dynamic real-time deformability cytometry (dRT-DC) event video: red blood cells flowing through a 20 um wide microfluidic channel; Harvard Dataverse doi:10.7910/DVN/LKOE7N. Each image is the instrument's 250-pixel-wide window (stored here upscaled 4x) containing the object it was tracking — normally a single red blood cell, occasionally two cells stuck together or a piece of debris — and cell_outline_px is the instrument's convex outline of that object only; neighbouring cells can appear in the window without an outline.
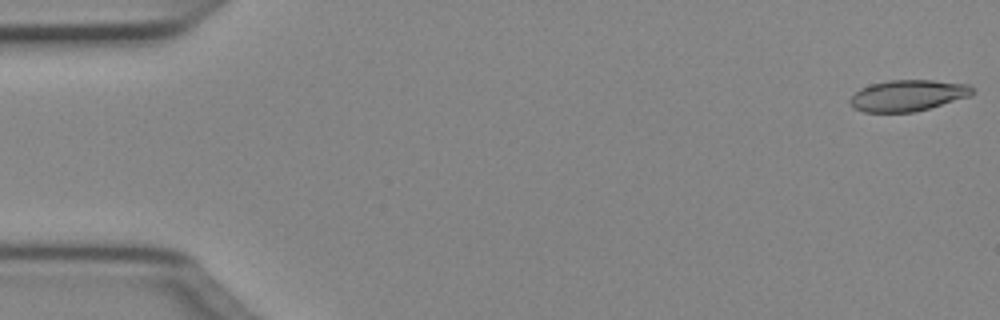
{"species": "Egyptian fruit bat (a non-hibernating species)", "species_latin": "Rousettus aegyptiacus", "temperature_condition": "cold", "stored_images_in_passage": 50, "camera_frame_rate_fps": 3000, "um_per_image_px": 0.085, "animal": {"sex": "female"}, "frame": {"image": 1, "passage_image": 1, "time_ms": 0.0, "image_size_px": [1000, 320], "cell_outline_px": [[972, 92], [968, 96], [928, 108], [912, 112], [864, 112], [852, 108], [848, 104], [848, 100], [860, 88], [872, 84], [888, 80], [932, 80], [968, 84], [972, 88]], "centroid_in_image_um": [77.08, 8.12], "position_along_channel_um": 7.9, "area_um2": 22.02}}
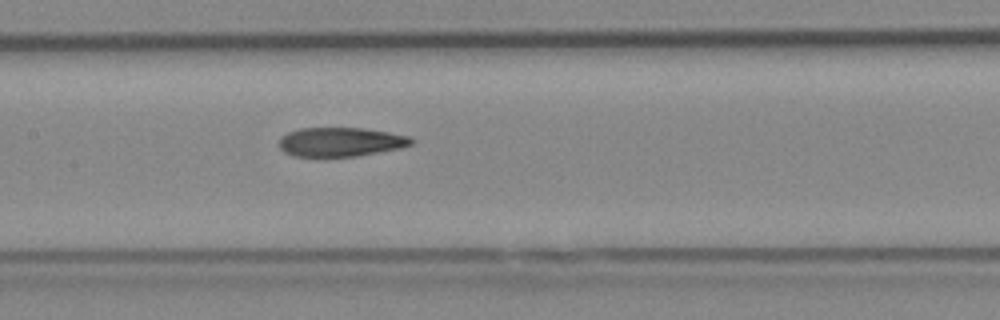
{"frame": {"image": 2, "passage_image": 24, "time_ms": 7.667, "image_size_px": [1000, 320], "cell_outline_px": [[416, 140], [412, 144], [400, 148], [356, 156], [292, 156], [284, 152], [280, 148], [280, 136], [288, 132], [300, 128], [360, 128], [388, 132], [408, 136]], "centroid_in_image_um": [28.94, 12.06], "position_along_channel_um": 178.5, "area_um2": 22.31}}
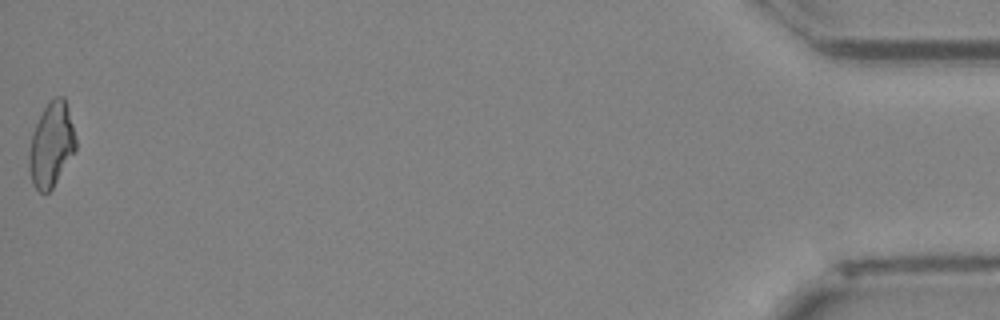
{"frame": {"image": 3, "passage_image": 50, "time_ms": 16.333, "image_size_px": [1000, 320], "cell_outline_px": [[76, 148], [52, 188], [48, 192], [40, 192], [32, 184], [28, 168], [28, 152], [32, 132], [48, 100], [56, 96], [64, 96], [68, 108], [76, 136]], "centroid_in_image_um": [4.34, 12.28], "position_along_channel_um": 430.9, "area_um2": 22.95}, "authors_computed_cell_mechanics": {"area_um2": 22.9466, "velocity_mm_per_s": 4.0401, "shape_relaxation_time_tau1_ms": 10.4842, "shape_relaxation_time_tau2_ms": 3.1084, "deformation_change_tau1": 0.2396, "deformation_change_tau2": 0.1092}}